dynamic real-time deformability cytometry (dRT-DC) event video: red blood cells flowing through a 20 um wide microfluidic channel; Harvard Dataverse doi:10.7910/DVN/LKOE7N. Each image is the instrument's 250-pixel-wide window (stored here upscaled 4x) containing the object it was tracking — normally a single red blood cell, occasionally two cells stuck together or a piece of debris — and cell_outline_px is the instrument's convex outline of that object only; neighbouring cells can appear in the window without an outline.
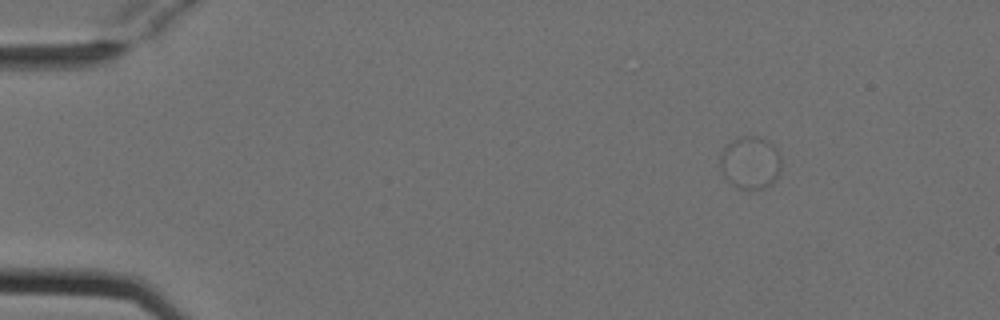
{"species": "Egyptian fruit bat (a non-hibernating species)", "species_latin": "Rousettus aegyptiacus", "temperature_condition": "cold", "stored_images_in_passage": 1, "camera_frame_rate_fps": 3000, "um_per_image_px": 0.085, "animal": {"sex": "female"}, "frame": {"image": 1, "passage_image": 1, "time_ms": 0.0, "image_size_px": [1000, 320], "cell_outline_px": [[780, 172], [776, 180], [772, 184], [764, 188], [740, 188], [732, 184], [724, 176], [720, 168], [720, 156], [724, 148], [732, 140], [740, 136], [756, 136], [768, 140], [776, 148], [780, 156]], "centroid_in_image_um": [63.79, 13.81], "position_along_channel_um": 21.2, "area_um2": 18.73}}